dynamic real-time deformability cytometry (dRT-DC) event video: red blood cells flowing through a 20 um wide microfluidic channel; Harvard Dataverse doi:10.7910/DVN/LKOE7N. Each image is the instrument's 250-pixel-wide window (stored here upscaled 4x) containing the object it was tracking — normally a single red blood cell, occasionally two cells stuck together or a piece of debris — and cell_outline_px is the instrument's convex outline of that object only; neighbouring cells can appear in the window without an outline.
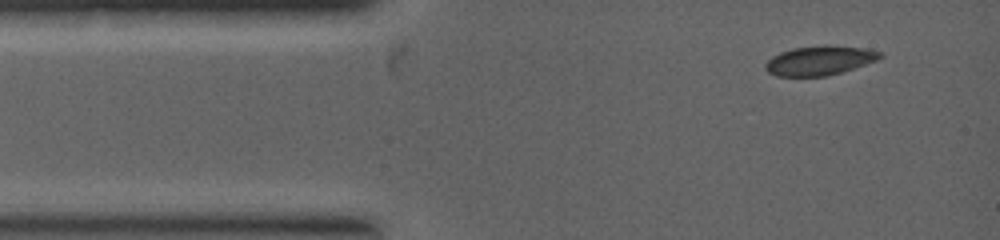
{"species": "common noctule bat (a hibernating species)", "species_latin": "Nyctalus noctula", "temperature_condition": "warm", "stored_images_in_passage": 12, "camera_frame_rate_fps": 5000, "um_per_image_px": 0.085, "animal": {"sex": "female", "body_mass_g": 19.0, "forearm_length_mm": 53.3}, "frame": {"image": 1, "passage_image": 1, "time_ms": 0.0, "image_size_px": [1000, 240], "cell_outline_px": [[884, 56], [876, 60], [840, 72], [824, 76], [776, 76], [768, 72], [764, 68], [764, 64], [772, 56], [780, 52], [792, 48], [824, 44], [864, 48], [880, 52]], "centroid_in_image_um": [69.61, 5.13], "position_along_channel_um": 15.4, "area_um2": 19.54}}
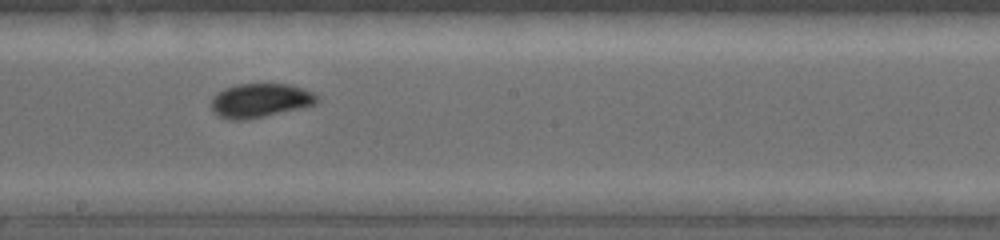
{"frame": {"image": 2, "passage_image": 7, "time_ms": 3.8, "image_size_px": [1000, 240], "cell_outline_px": [[320, 100], [316, 104], [300, 108], [248, 120], [228, 120], [216, 116], [212, 112], [208, 104], [212, 96], [216, 92], [224, 88], [236, 84], [288, 84], [312, 92], [320, 96]], "centroid_in_image_um": [22.03, 8.56], "position_along_channel_um": 226.2, "area_um2": 21.5}}
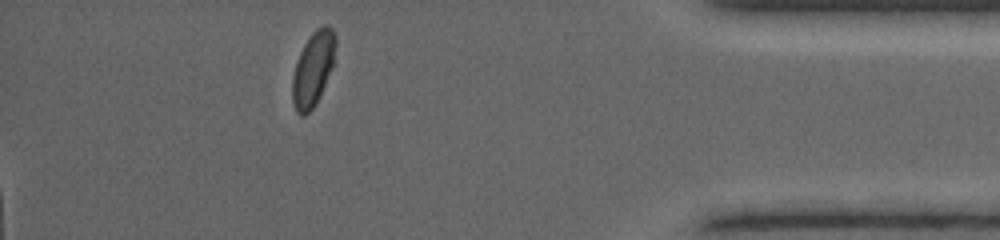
{"frame": {"image": 3, "passage_image": 12, "time_ms": 7.0, "image_size_px": [1000, 240], "cell_outline_px": [[336, 44], [332, 68], [320, 96], [312, 108], [304, 116], [300, 116], [296, 112], [292, 100], [292, 76], [300, 52], [304, 44], [312, 32], [316, 28], [324, 24], [328, 24], [332, 28], [336, 36]], "centroid_in_image_um": [26.61, 5.83], "position_along_channel_um": 408.6, "area_um2": 18.79}}